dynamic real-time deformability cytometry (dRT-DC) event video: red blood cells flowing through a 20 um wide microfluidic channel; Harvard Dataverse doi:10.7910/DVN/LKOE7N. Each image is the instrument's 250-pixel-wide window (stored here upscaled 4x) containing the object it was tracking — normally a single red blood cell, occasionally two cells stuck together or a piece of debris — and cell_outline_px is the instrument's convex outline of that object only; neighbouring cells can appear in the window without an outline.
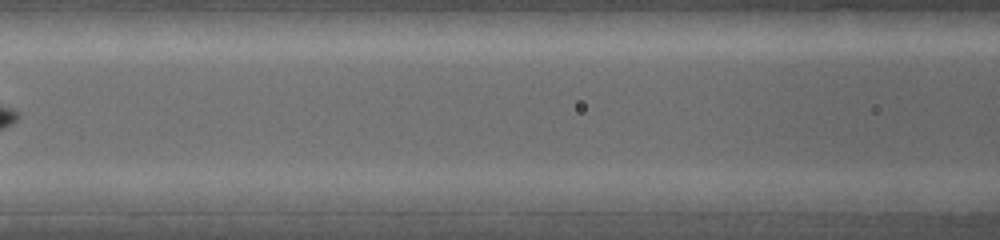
{"species": "common noctule bat (a hibernating species)", "species_latin": "Nyctalus noctula", "temperature_condition": "warm", "stored_images_in_passage": 7, "camera_frame_rate_fps": 5000, "um_per_image_px": 0.085, "animal": {"sex": "female", "body_mass_g": 19.0, "forearm_length_mm": 53.3}, "frame": {"image": 1, "passage_image": 7, "time_ms": 2.0, "image_size_px": [1000, 240], "cell_outline_px": [[868, 200], [860, 212], [744, 212], [732, 200], [732, 196], [784, 192], [860, 196]], "centroid_in_image_um": [67.94, 17.24], "position_along_channel_um": 98.7, "area_um2": 16.59}}